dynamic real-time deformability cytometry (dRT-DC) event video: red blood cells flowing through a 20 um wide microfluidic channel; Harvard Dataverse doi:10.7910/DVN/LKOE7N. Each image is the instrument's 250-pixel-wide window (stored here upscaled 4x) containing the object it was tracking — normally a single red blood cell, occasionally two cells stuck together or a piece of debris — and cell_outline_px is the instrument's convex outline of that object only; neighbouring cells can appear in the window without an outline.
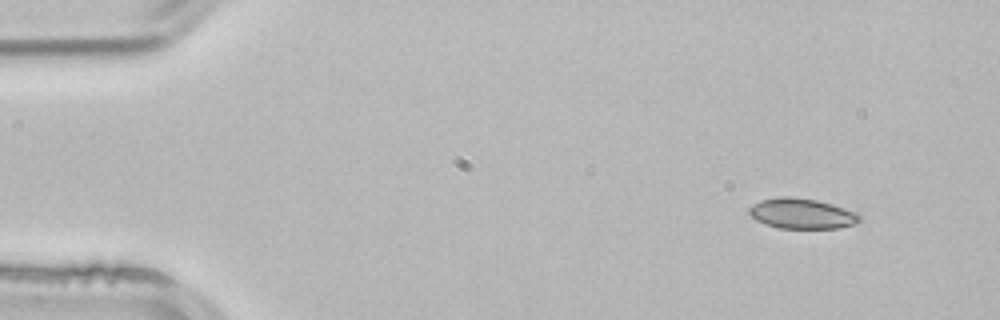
{"species": "common noctule bat (a hibernating species)", "species_latin": "Nyctalus noctula", "temperature_condition": "room temperature", "stored_images_in_passage": 3, "camera_frame_rate_fps": 3000, "um_per_image_px": 0.085, "animal": {"sex": "male", "body_mass_g": 21.5, "forearm_length_mm": 52.0}, "frame": {"image": 1, "passage_image": 1, "time_ms": 0.0, "image_size_px": [1000, 320], "cell_outline_px": [[860, 220], [856, 224], [840, 228], [780, 228], [764, 224], [756, 220], [748, 212], [748, 208], [752, 204], [760, 200], [784, 196], [816, 200], [832, 204], [856, 212], [860, 216]], "centroid_in_image_um": [68.14, 18.16], "position_along_channel_um": 16.9, "area_um2": 19.48}}
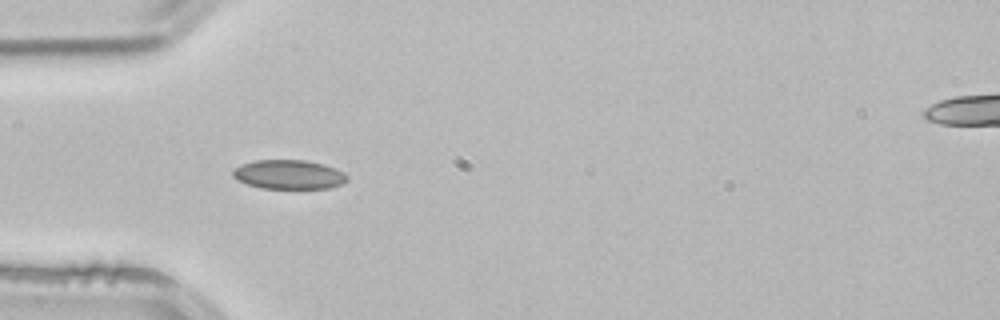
{"frame": {"image": 2, "passage_image": 3, "time_ms": 0.667, "image_size_px": [1000, 320], "cell_outline_px": [[348, 180], [344, 184], [328, 188], [260, 188], [236, 180], [232, 176], [232, 168], [256, 160], [304, 160], [324, 164], [344, 172], [348, 176]], "centroid_in_image_um": [24.56, 14.83], "position_along_channel_um": 60.4, "area_um2": 19.54}}